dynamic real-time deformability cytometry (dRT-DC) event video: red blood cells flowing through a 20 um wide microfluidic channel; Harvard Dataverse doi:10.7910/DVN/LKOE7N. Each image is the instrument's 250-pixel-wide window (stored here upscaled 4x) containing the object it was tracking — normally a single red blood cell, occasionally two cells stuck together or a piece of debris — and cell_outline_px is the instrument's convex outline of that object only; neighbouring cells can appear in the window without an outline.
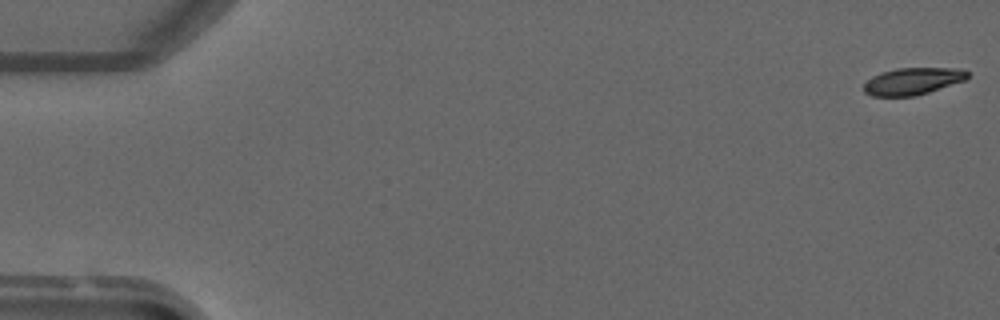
{"species": "common noctule bat (a hibernating species)", "species_latin": "Nyctalus noctula", "temperature_condition": "warm", "stored_images_in_passage": 6, "camera_frame_rate_fps": 3000, "um_per_image_px": 0.085, "animal": {"sex": "male", "forearm_length_mm": 52.5}, "frame": {"image": 1, "passage_image": 1, "time_ms": 0.0, "image_size_px": [1000, 320], "cell_outline_px": [[968, 76], [964, 80], [916, 96], [872, 96], [864, 92], [864, 84], [872, 76], [880, 72], [896, 68], [964, 68], [968, 72]], "centroid_in_image_um": [77.56, 6.89], "position_along_channel_um": 7.4, "area_um2": 16.3}}